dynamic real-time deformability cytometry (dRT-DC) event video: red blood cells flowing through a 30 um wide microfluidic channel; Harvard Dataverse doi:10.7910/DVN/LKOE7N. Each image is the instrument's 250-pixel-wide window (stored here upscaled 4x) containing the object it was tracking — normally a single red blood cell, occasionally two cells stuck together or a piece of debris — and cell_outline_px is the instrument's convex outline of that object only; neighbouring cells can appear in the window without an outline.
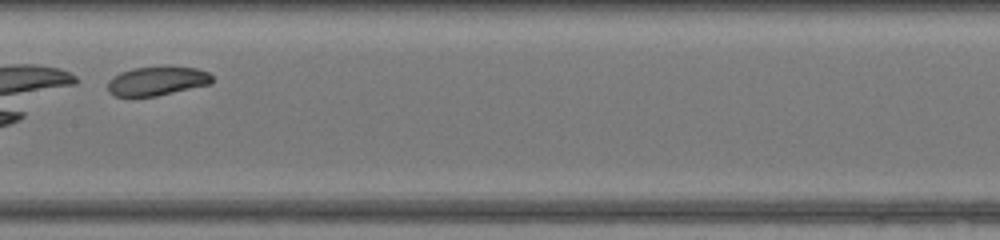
{"species": "common noctule bat (a hibernating species)", "species_latin": "Nyctalus noctula", "temperature_condition": "warm", "stored_images_in_passage": 26, "camera_frame_rate_fps": 3000, "um_per_image_px": 0.085, "animal": {"sex": "female", "body_mass_g": 17.0, "forearm_length_mm": 48.0}, "frame": {"image": 1, "passage_image": 12, "time_ms": 3.667, "image_size_px": [1000, 240], "cell_outline_px": [[212, 84], [156, 96], [116, 96], [108, 92], [108, 80], [112, 76], [120, 72], [132, 68], [196, 68], [208, 72], [212, 76]], "centroid_in_image_um": [13.33, 6.91], "position_along_channel_um": 194.1, "area_um2": 17.34}, "authors_computed_cell_mechanics": {"area_um2": 18.5538, "velocity_mm_per_s": 4.3187, "shape_relaxation_time_tau1_ms": 1.0631, "shape_relaxation_time_tau2_ms": null, "deformation_change_tau1": 0.0884, "deformation_change_tau2": null}}